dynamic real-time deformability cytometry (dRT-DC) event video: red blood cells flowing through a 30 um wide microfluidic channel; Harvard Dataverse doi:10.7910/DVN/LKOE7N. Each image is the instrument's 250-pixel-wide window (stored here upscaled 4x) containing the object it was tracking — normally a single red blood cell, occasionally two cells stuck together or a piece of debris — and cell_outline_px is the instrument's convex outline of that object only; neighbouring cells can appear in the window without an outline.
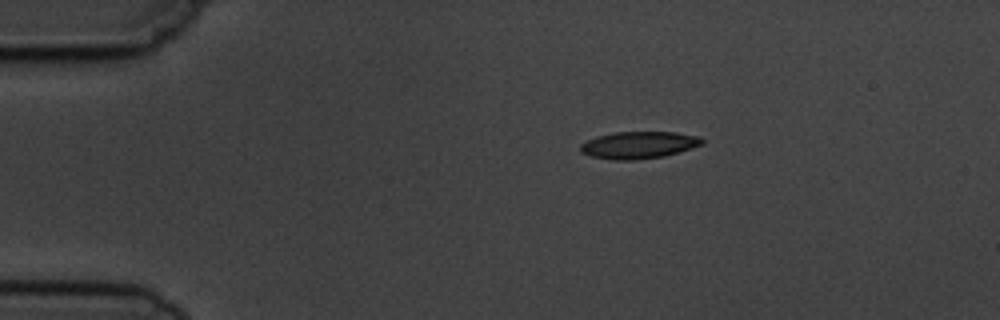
{"species": "common noctule bat (a hibernating species)", "species_latin": "Nyctalus noctula", "temperature_condition": "cold", "stored_images_in_passage": 3, "camera_frame_rate_fps": 3000, "um_per_image_px": 0.085, "animal": {"sex": "male", "body_mass_g": 19.5, "forearm_length_mm": 54.6}, "frame": {"image": 1, "passage_image": 1, "time_ms": 0.0, "image_size_px": [1000, 320], "cell_outline_px": [[704, 144], [692, 148], [664, 156], [636, 160], [612, 160], [592, 156], [580, 152], [580, 144], [596, 136], [616, 132], [676, 132], [700, 136], [704, 140]], "centroid_in_image_um": [54.31, 12.32], "position_along_channel_um": 30.7, "area_um2": 19.31}}